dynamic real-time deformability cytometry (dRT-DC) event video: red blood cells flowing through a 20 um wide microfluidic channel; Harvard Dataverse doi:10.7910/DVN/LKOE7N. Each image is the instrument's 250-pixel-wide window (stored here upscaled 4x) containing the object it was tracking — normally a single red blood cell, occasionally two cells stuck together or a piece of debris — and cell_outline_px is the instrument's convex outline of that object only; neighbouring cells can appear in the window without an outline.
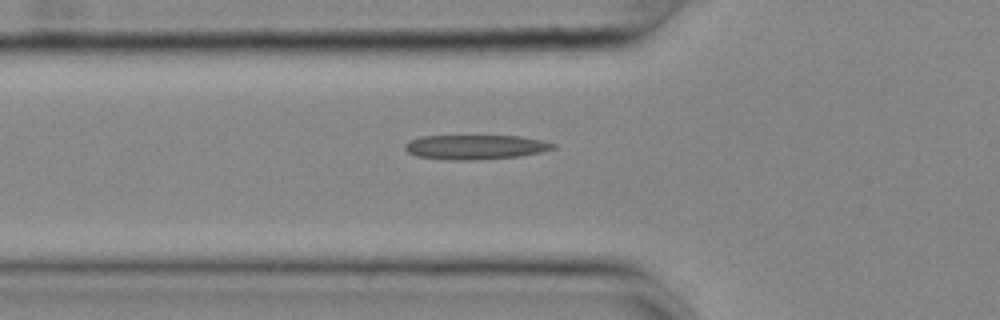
{"species": "common noctule bat (a hibernating species)", "species_latin": "Nyctalus noctula", "temperature_condition": "cold", "stored_images_in_passage": 35, "camera_frame_rate_fps": 3000, "um_per_image_px": 0.085, "animal": {"sex": "female", "body_mass_g": 25.1}, "frame": {"image": 1, "passage_image": 2, "time_ms": 0.333, "image_size_px": [1000, 320], "cell_outline_px": [[556, 148], [540, 152], [520, 156], [468, 160], [452, 160], [416, 156], [408, 152], [404, 148], [404, 144], [412, 140], [424, 136], [520, 136], [544, 140], [556, 144]], "centroid_in_image_um": [40.44, 12.49], "position_along_channel_um": 85.4, "area_um2": 21.04}}
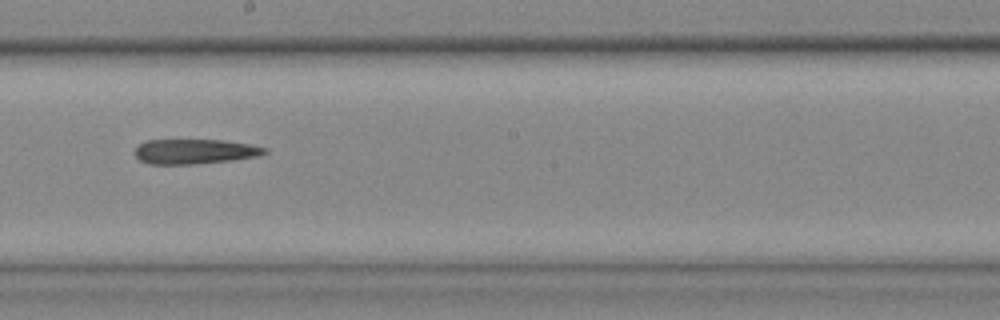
{"frame": {"image": 2, "passage_image": 14, "time_ms": 4.333, "image_size_px": [1000, 320], "cell_outline_px": [[268, 152], [260, 156], [232, 160], [196, 164], [148, 164], [140, 160], [136, 156], [136, 148], [144, 140], [224, 140], [252, 144], [268, 148]], "centroid_in_image_um": [16.61, 12.87], "position_along_channel_um": 231.6, "area_um2": 18.96}}
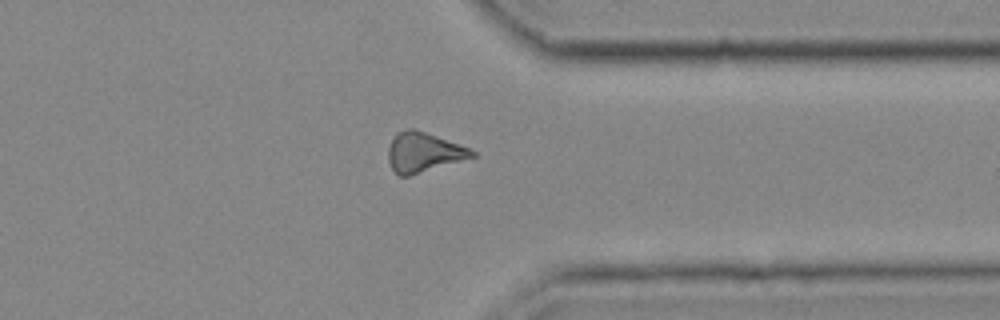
{"frame": {"image": 3, "passage_image": 26, "time_ms": 8.333, "image_size_px": [1000, 320], "cell_outline_px": [[476, 156], [408, 176], [400, 176], [392, 168], [388, 160], [388, 148], [396, 132], [404, 128], [412, 128], [424, 132], [468, 148], [476, 152]], "centroid_in_image_um": [35.96, 12.94], "position_along_channel_um": 375.4, "area_um2": 18.96}}